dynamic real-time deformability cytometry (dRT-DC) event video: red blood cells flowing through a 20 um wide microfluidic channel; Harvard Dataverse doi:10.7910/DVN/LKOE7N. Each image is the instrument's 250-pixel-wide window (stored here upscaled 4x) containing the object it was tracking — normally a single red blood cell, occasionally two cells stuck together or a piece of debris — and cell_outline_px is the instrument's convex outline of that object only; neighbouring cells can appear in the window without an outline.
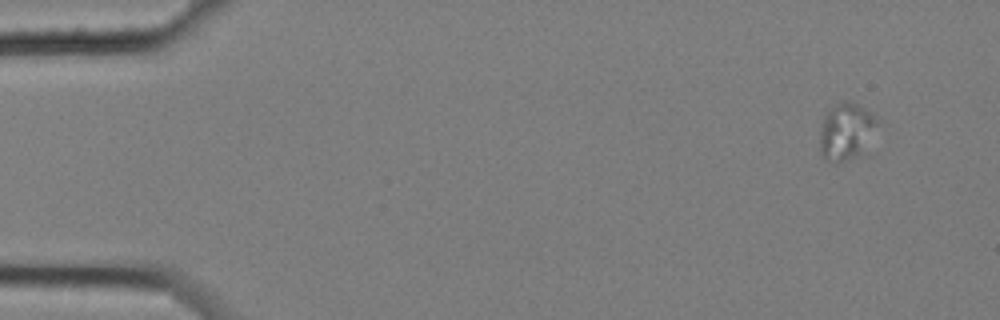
{"species": "common noctule bat (a hibernating species)", "species_latin": "Nyctalus noctula", "temperature_condition": "cold", "stored_images_in_passage": 6, "camera_frame_rate_fps": 3000, "um_per_image_px": 0.085, "animal": {"sex": "female", "body_mass_g": 25.1}, "frame": {"image": 1, "passage_image": 1, "time_ms": 0.0, "image_size_px": [1000, 320], "cell_outline_px": [[880, 120], [872, 156], [840, 164], [836, 164], [828, 160], [820, 152], [820, 132], [824, 116], [840, 100], [848, 100], [856, 104]], "centroid_in_image_um": [72.08, 11.32], "position_along_channel_um": 12.9, "area_um2": 20.92}}
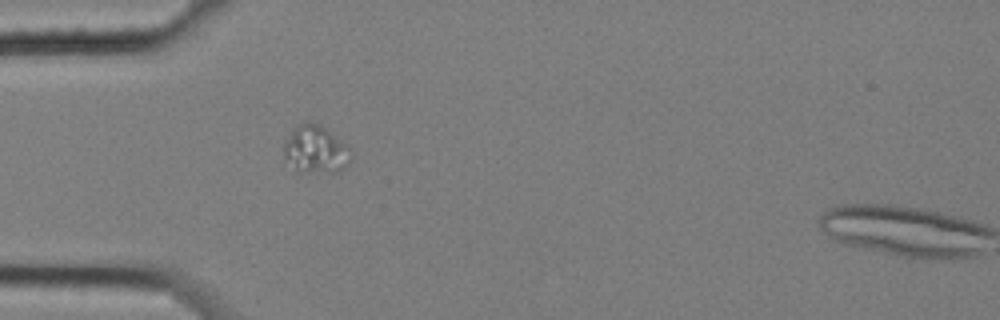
{"frame": {"image": 2, "passage_image": 5, "time_ms": 1.333, "image_size_px": [1000, 320], "cell_outline_px": [[352, 160], [344, 168], [332, 172], [308, 172], [284, 164], [284, 144], [292, 132], [300, 124], [308, 120], [312, 120], [320, 124], [348, 144], [352, 152]], "centroid_in_image_um": [26.86, 12.69], "position_along_channel_um": 58.1, "area_um2": 18.84}}